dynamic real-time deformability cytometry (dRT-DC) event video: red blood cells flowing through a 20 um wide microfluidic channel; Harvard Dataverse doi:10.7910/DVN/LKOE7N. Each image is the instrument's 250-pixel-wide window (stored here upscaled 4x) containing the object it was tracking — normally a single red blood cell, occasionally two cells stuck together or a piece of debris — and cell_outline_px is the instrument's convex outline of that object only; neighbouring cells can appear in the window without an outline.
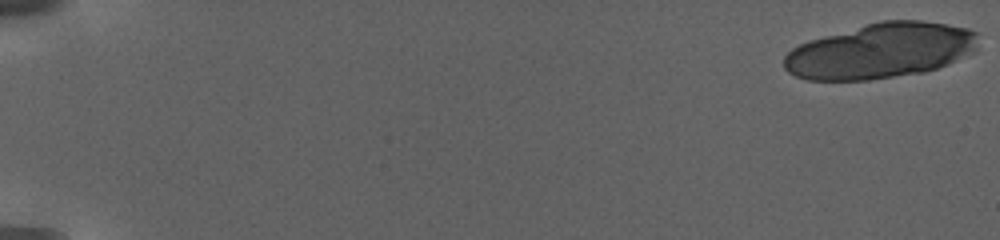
{"species": "human", "species_latin": "Homo sapiens", "temperature_condition": "warm", "stored_images_in_passage": 40, "camera_frame_rate_fps": 3000, "um_per_image_px": 0.085, "donor": {"sex": "female"}, "frame": {"image": 1, "passage_image": 1, "time_ms": 0.0, "image_size_px": [1000, 240], "cell_outline_px": [[976, 52], [948, 64], [924, 72], [868, 80], [808, 80], [796, 76], [788, 72], [784, 68], [784, 56], [792, 48], [808, 40], [880, 20], [920, 20], [968, 28], [976, 32]], "centroid_in_image_um": [74.84, 4.32], "position_along_channel_um": 10.2, "area_um2": 62.48}}
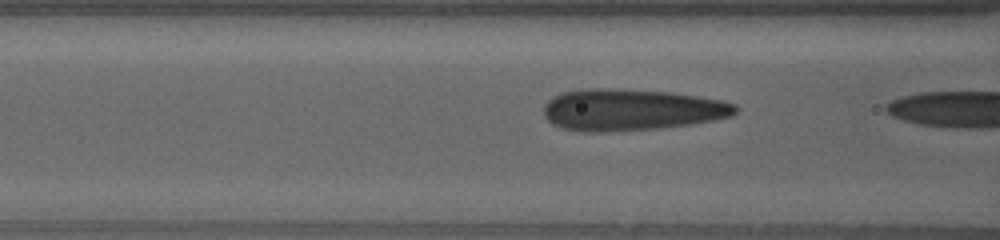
{"frame": {"image": 2, "passage_image": 39, "time_ms": 9.667, "image_size_px": [1000, 240], "cell_outline_px": [[736, 112], [732, 116], [712, 120], [688, 124], [660, 128], [600, 132], [584, 132], [560, 128], [552, 124], [544, 116], [544, 104], [552, 96], [564, 92], [580, 88], [608, 88], [672, 92], [720, 100], [736, 104]], "centroid_in_image_um": [53.59, 9.32], "position_along_channel_um": 113.0, "area_um2": 46.53}}